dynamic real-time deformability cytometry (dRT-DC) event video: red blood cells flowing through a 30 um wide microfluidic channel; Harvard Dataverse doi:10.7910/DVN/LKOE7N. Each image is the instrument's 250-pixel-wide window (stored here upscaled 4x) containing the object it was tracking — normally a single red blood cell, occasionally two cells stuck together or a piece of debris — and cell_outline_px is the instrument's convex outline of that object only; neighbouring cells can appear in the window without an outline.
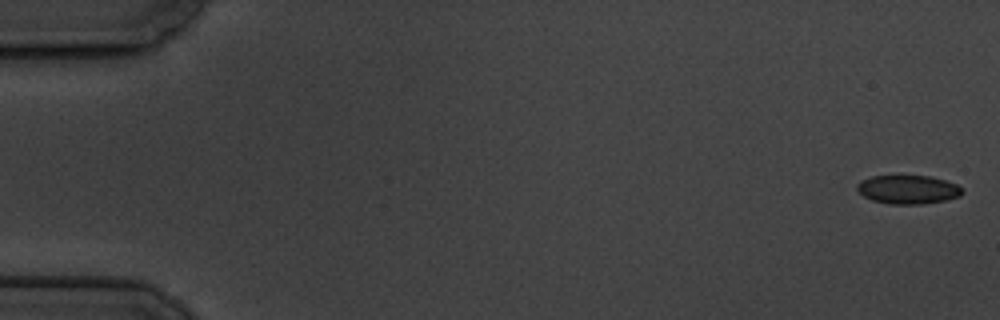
{"species": "common noctule bat (a hibernating species)", "species_latin": "Nyctalus noctula", "temperature_condition": "cold", "stored_images_in_passage": 7, "camera_frame_rate_fps": 3000, "um_per_image_px": 0.085, "animal": {"sex": "male", "body_mass_g": 19.5, "forearm_length_mm": 54.6}, "frame": {"image": 1, "passage_image": 1, "time_ms": 0.0, "image_size_px": [1000, 320], "cell_outline_px": [[964, 192], [960, 196], [944, 200], [920, 204], [888, 204], [872, 200], [864, 196], [856, 188], [856, 184], [860, 180], [872, 176], [932, 176], [956, 184], [964, 188]], "centroid_in_image_um": [77.18, 16.1], "position_along_channel_um": 7.8, "area_um2": 17.63}}
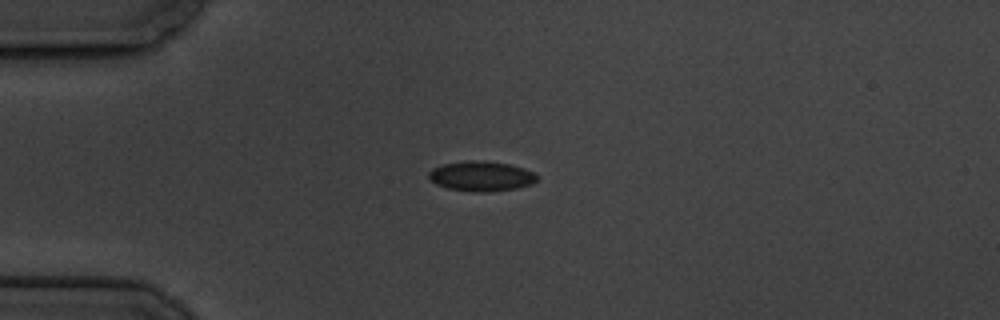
{"frame": {"image": 2, "passage_image": 5, "time_ms": 4.667, "image_size_px": [1000, 320], "cell_outline_px": [[540, 176], [532, 184], [516, 188], [488, 192], [476, 192], [448, 188], [436, 184], [428, 180], [428, 172], [432, 168], [444, 164], [468, 160], [480, 160], [508, 164], [524, 168]], "centroid_in_image_um": [40.89, 14.97], "position_along_channel_um": 44.1, "area_um2": 18.96}}
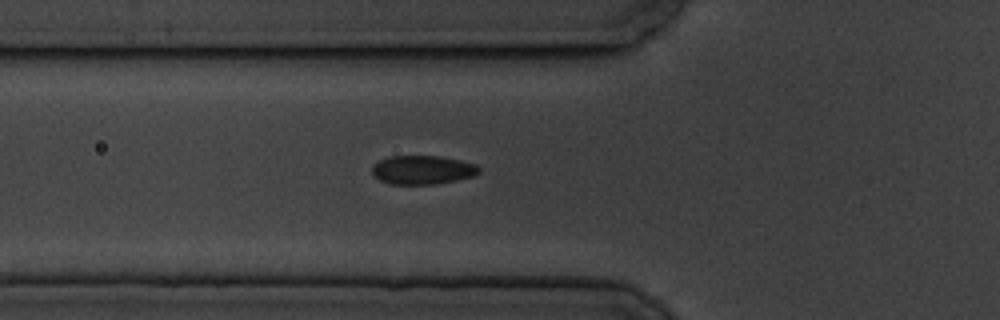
{"frame": {"image": 3, "passage_image": 7, "time_ms": 6.667, "image_size_px": [1000, 320], "cell_outline_px": [[480, 172], [476, 176], [436, 184], [392, 184], [380, 180], [372, 172], [372, 164], [388, 156], [440, 156], [460, 160], [476, 164], [480, 168]], "centroid_in_image_um": [35.94, 14.43], "position_along_channel_um": 89.9, "area_um2": 18.03}}